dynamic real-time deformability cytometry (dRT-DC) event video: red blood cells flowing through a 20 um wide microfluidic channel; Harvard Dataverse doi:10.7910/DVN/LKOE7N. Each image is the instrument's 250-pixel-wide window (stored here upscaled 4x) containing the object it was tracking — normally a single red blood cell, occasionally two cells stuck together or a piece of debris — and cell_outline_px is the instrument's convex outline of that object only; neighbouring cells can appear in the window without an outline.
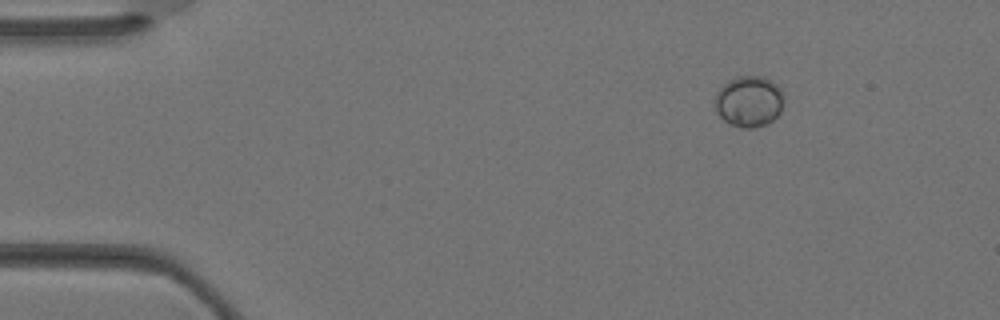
{"species": "Egyptian fruit bat (a non-hibernating species)", "species_latin": "Rousettus aegyptiacus", "temperature_condition": "warm", "stored_images_in_passage": 28, "camera_frame_rate_fps": 3000, "um_per_image_px": 0.085, "animal": {"sex": "female"}, "frame": {"image": 1, "passage_image": 1, "time_ms": 0.0, "image_size_px": [1000, 320], "cell_outline_px": [[784, 100], [780, 112], [768, 124], [752, 128], [740, 128], [728, 124], [716, 112], [712, 100], [720, 88], [728, 80], [740, 76], [760, 76], [776, 84], [780, 88], [784, 96]], "centroid_in_image_um": [63.63, 8.64], "position_along_channel_um": 21.4, "area_um2": 20.75}}
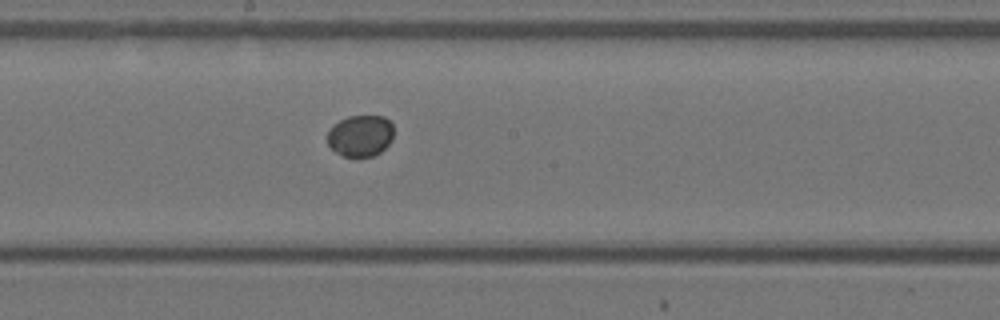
{"frame": {"image": 2, "passage_image": 16, "time_ms": 5.0, "image_size_px": [1000, 320], "cell_outline_px": [[392, 140], [380, 152], [372, 156], [344, 156], [336, 152], [328, 144], [328, 132], [340, 120], [348, 116], [384, 116], [392, 124]], "centroid_in_image_um": [30.65, 11.53], "position_along_channel_um": 217.6, "area_um2": 15.72}}
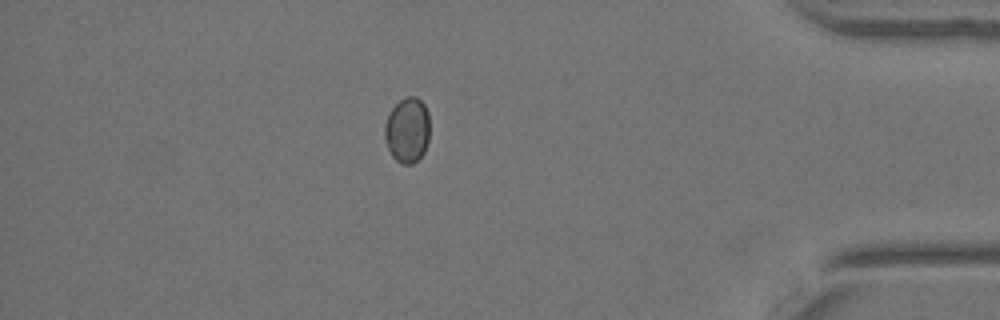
{"frame": {"image": 3, "passage_image": 28, "time_ms": 9.0, "image_size_px": [1000, 320], "cell_outline_px": [[428, 140], [424, 152], [412, 164], [400, 164], [392, 156], [384, 140], [384, 124], [392, 108], [400, 100], [408, 96], [416, 96], [424, 104], [428, 112]], "centroid_in_image_um": [34.6, 11.06], "position_along_channel_um": 400.6, "area_um2": 17.11}}